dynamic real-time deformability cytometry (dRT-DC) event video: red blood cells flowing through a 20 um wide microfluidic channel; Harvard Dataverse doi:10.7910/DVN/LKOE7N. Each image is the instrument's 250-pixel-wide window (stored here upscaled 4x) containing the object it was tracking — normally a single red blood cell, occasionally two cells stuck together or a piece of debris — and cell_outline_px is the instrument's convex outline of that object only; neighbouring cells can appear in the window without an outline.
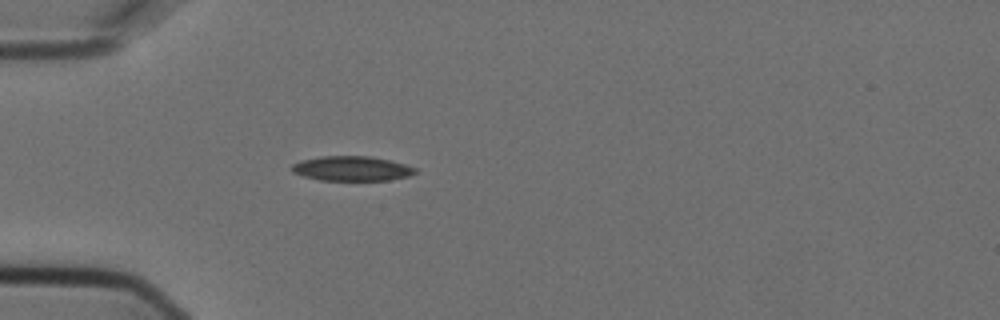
{"species": "Egyptian fruit bat (a non-hibernating species)", "species_latin": "Rousettus aegyptiacus", "temperature_condition": "cold", "stored_images_in_passage": 1, "camera_frame_rate_fps": 3000, "um_per_image_px": 0.085, "animal": {"sex": "female"}, "frame": {"image": 1, "passage_image": 1, "time_ms": 0.0, "image_size_px": [1000, 320], "cell_outline_px": [[416, 172], [408, 176], [388, 180], [320, 180], [304, 176], [292, 172], [292, 164], [300, 160], [320, 156], [372, 156], [404, 164], [416, 168]], "centroid_in_image_um": [29.87, 14.32], "position_along_channel_um": 55.1, "area_um2": 17.69}}